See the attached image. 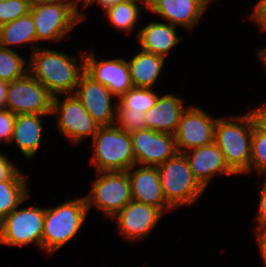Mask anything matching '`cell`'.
Wrapping results in <instances>:
<instances>
[{
	"mask_svg": "<svg viewBox=\"0 0 266 267\" xmlns=\"http://www.w3.org/2000/svg\"><path fill=\"white\" fill-rule=\"evenodd\" d=\"M28 73L39 81L54 97L73 94L81 75L85 72V53L81 66L77 59L65 53L32 45Z\"/></svg>",
	"mask_w": 266,
	"mask_h": 267,
	"instance_id": "6da1fadb",
	"label": "cell"
},
{
	"mask_svg": "<svg viewBox=\"0 0 266 267\" xmlns=\"http://www.w3.org/2000/svg\"><path fill=\"white\" fill-rule=\"evenodd\" d=\"M230 119H217L214 143L223 153L225 162L234 175L250 172L254 118L250 112Z\"/></svg>",
	"mask_w": 266,
	"mask_h": 267,
	"instance_id": "7a4b0ae2",
	"label": "cell"
},
{
	"mask_svg": "<svg viewBox=\"0 0 266 267\" xmlns=\"http://www.w3.org/2000/svg\"><path fill=\"white\" fill-rule=\"evenodd\" d=\"M88 213L86 198L45 208L41 249L53 254L78 233Z\"/></svg>",
	"mask_w": 266,
	"mask_h": 267,
	"instance_id": "3957f363",
	"label": "cell"
},
{
	"mask_svg": "<svg viewBox=\"0 0 266 267\" xmlns=\"http://www.w3.org/2000/svg\"><path fill=\"white\" fill-rule=\"evenodd\" d=\"M97 172L127 171L136 165L132 138L116 125L100 127L92 138Z\"/></svg>",
	"mask_w": 266,
	"mask_h": 267,
	"instance_id": "277c9868",
	"label": "cell"
},
{
	"mask_svg": "<svg viewBox=\"0 0 266 267\" xmlns=\"http://www.w3.org/2000/svg\"><path fill=\"white\" fill-rule=\"evenodd\" d=\"M166 202L173 208L195 203L205 188L193 176L183 153L157 166Z\"/></svg>",
	"mask_w": 266,
	"mask_h": 267,
	"instance_id": "5b68a950",
	"label": "cell"
},
{
	"mask_svg": "<svg viewBox=\"0 0 266 267\" xmlns=\"http://www.w3.org/2000/svg\"><path fill=\"white\" fill-rule=\"evenodd\" d=\"M87 195L88 211L92 205L114 217L126 204L132 201L131 185L127 171L98 172ZM102 174V175H101Z\"/></svg>",
	"mask_w": 266,
	"mask_h": 267,
	"instance_id": "8992f818",
	"label": "cell"
},
{
	"mask_svg": "<svg viewBox=\"0 0 266 267\" xmlns=\"http://www.w3.org/2000/svg\"><path fill=\"white\" fill-rule=\"evenodd\" d=\"M45 208L14 209L0 221V244L22 246L36 243L41 248Z\"/></svg>",
	"mask_w": 266,
	"mask_h": 267,
	"instance_id": "52a82bcc",
	"label": "cell"
},
{
	"mask_svg": "<svg viewBox=\"0 0 266 267\" xmlns=\"http://www.w3.org/2000/svg\"><path fill=\"white\" fill-rule=\"evenodd\" d=\"M37 41L61 40L76 24L84 19L78 4L52 3L30 8Z\"/></svg>",
	"mask_w": 266,
	"mask_h": 267,
	"instance_id": "ba28073f",
	"label": "cell"
},
{
	"mask_svg": "<svg viewBox=\"0 0 266 267\" xmlns=\"http://www.w3.org/2000/svg\"><path fill=\"white\" fill-rule=\"evenodd\" d=\"M54 96L34 77H24L8 82L6 108L19 114H52Z\"/></svg>",
	"mask_w": 266,
	"mask_h": 267,
	"instance_id": "9c48e42d",
	"label": "cell"
},
{
	"mask_svg": "<svg viewBox=\"0 0 266 267\" xmlns=\"http://www.w3.org/2000/svg\"><path fill=\"white\" fill-rule=\"evenodd\" d=\"M53 113H60L57 116V127L72 144H78L87 136L93 138L100 128V125L89 115L74 93L66 94L62 102H59L58 95L55 96L52 106Z\"/></svg>",
	"mask_w": 266,
	"mask_h": 267,
	"instance_id": "30bf717a",
	"label": "cell"
},
{
	"mask_svg": "<svg viewBox=\"0 0 266 267\" xmlns=\"http://www.w3.org/2000/svg\"><path fill=\"white\" fill-rule=\"evenodd\" d=\"M217 119L199 107H186L174 133L178 153L212 144Z\"/></svg>",
	"mask_w": 266,
	"mask_h": 267,
	"instance_id": "8fae6325",
	"label": "cell"
},
{
	"mask_svg": "<svg viewBox=\"0 0 266 267\" xmlns=\"http://www.w3.org/2000/svg\"><path fill=\"white\" fill-rule=\"evenodd\" d=\"M130 135L136 165L157 167L178 153L174 135L147 128Z\"/></svg>",
	"mask_w": 266,
	"mask_h": 267,
	"instance_id": "7c38bea8",
	"label": "cell"
},
{
	"mask_svg": "<svg viewBox=\"0 0 266 267\" xmlns=\"http://www.w3.org/2000/svg\"><path fill=\"white\" fill-rule=\"evenodd\" d=\"M74 95L100 127L115 125L116 114L114 105L111 103V97L114 95L106 86L84 72L79 79Z\"/></svg>",
	"mask_w": 266,
	"mask_h": 267,
	"instance_id": "4fadbf2b",
	"label": "cell"
},
{
	"mask_svg": "<svg viewBox=\"0 0 266 267\" xmlns=\"http://www.w3.org/2000/svg\"><path fill=\"white\" fill-rule=\"evenodd\" d=\"M85 72L118 98L133 87L128 62L122 58L98 62L90 51L85 54Z\"/></svg>",
	"mask_w": 266,
	"mask_h": 267,
	"instance_id": "5bb4252c",
	"label": "cell"
},
{
	"mask_svg": "<svg viewBox=\"0 0 266 267\" xmlns=\"http://www.w3.org/2000/svg\"><path fill=\"white\" fill-rule=\"evenodd\" d=\"M163 211L157 207L132 200L113 218L117 220L122 235L131 241L145 238L161 218Z\"/></svg>",
	"mask_w": 266,
	"mask_h": 267,
	"instance_id": "9a60e30c",
	"label": "cell"
},
{
	"mask_svg": "<svg viewBox=\"0 0 266 267\" xmlns=\"http://www.w3.org/2000/svg\"><path fill=\"white\" fill-rule=\"evenodd\" d=\"M128 172L132 199L161 209H173L165 200L157 167L141 166ZM131 170V171H130ZM133 170V171H132Z\"/></svg>",
	"mask_w": 266,
	"mask_h": 267,
	"instance_id": "2e32d148",
	"label": "cell"
},
{
	"mask_svg": "<svg viewBox=\"0 0 266 267\" xmlns=\"http://www.w3.org/2000/svg\"><path fill=\"white\" fill-rule=\"evenodd\" d=\"M208 0H154L147 8L174 26L192 29L209 5Z\"/></svg>",
	"mask_w": 266,
	"mask_h": 267,
	"instance_id": "e0dca14e",
	"label": "cell"
},
{
	"mask_svg": "<svg viewBox=\"0 0 266 267\" xmlns=\"http://www.w3.org/2000/svg\"><path fill=\"white\" fill-rule=\"evenodd\" d=\"M191 150L192 153L189 150L183 154L188 161L193 176L205 189L216 173L234 174L227 166L223 153L214 142Z\"/></svg>",
	"mask_w": 266,
	"mask_h": 267,
	"instance_id": "ac0fdd59",
	"label": "cell"
},
{
	"mask_svg": "<svg viewBox=\"0 0 266 267\" xmlns=\"http://www.w3.org/2000/svg\"><path fill=\"white\" fill-rule=\"evenodd\" d=\"M185 109L179 97L172 94L158 96L155 105L145 113L146 128L174 135Z\"/></svg>",
	"mask_w": 266,
	"mask_h": 267,
	"instance_id": "d6986e66",
	"label": "cell"
},
{
	"mask_svg": "<svg viewBox=\"0 0 266 267\" xmlns=\"http://www.w3.org/2000/svg\"><path fill=\"white\" fill-rule=\"evenodd\" d=\"M176 26L170 23L151 22L137 33V41L142 50L163 58L177 45L181 38L176 33Z\"/></svg>",
	"mask_w": 266,
	"mask_h": 267,
	"instance_id": "ffe728a7",
	"label": "cell"
},
{
	"mask_svg": "<svg viewBox=\"0 0 266 267\" xmlns=\"http://www.w3.org/2000/svg\"><path fill=\"white\" fill-rule=\"evenodd\" d=\"M45 114H19L16 115L12 141L28 159H31L37 152L41 141L42 123L40 119Z\"/></svg>",
	"mask_w": 266,
	"mask_h": 267,
	"instance_id": "44dd1931",
	"label": "cell"
},
{
	"mask_svg": "<svg viewBox=\"0 0 266 267\" xmlns=\"http://www.w3.org/2000/svg\"><path fill=\"white\" fill-rule=\"evenodd\" d=\"M165 58L141 51L128 62L133 87L152 88L158 79Z\"/></svg>",
	"mask_w": 266,
	"mask_h": 267,
	"instance_id": "7402d4cb",
	"label": "cell"
},
{
	"mask_svg": "<svg viewBox=\"0 0 266 267\" xmlns=\"http://www.w3.org/2000/svg\"><path fill=\"white\" fill-rule=\"evenodd\" d=\"M26 179L18 170L9 180L0 181V221L29 198Z\"/></svg>",
	"mask_w": 266,
	"mask_h": 267,
	"instance_id": "603a6c76",
	"label": "cell"
},
{
	"mask_svg": "<svg viewBox=\"0 0 266 267\" xmlns=\"http://www.w3.org/2000/svg\"><path fill=\"white\" fill-rule=\"evenodd\" d=\"M37 42L35 24L32 15L25 16L0 26V47Z\"/></svg>",
	"mask_w": 266,
	"mask_h": 267,
	"instance_id": "cb8c5ba5",
	"label": "cell"
},
{
	"mask_svg": "<svg viewBox=\"0 0 266 267\" xmlns=\"http://www.w3.org/2000/svg\"><path fill=\"white\" fill-rule=\"evenodd\" d=\"M140 1L124 0L105 11L110 23L117 29L133 31L140 16V9L147 10L146 6H138Z\"/></svg>",
	"mask_w": 266,
	"mask_h": 267,
	"instance_id": "d4e9b609",
	"label": "cell"
},
{
	"mask_svg": "<svg viewBox=\"0 0 266 267\" xmlns=\"http://www.w3.org/2000/svg\"><path fill=\"white\" fill-rule=\"evenodd\" d=\"M157 98L158 95L152 91V88L132 87L119 98L115 108L146 113L155 105Z\"/></svg>",
	"mask_w": 266,
	"mask_h": 267,
	"instance_id": "484cf974",
	"label": "cell"
},
{
	"mask_svg": "<svg viewBox=\"0 0 266 267\" xmlns=\"http://www.w3.org/2000/svg\"><path fill=\"white\" fill-rule=\"evenodd\" d=\"M26 60L13 49L0 47V80L12 82L24 77L28 67L24 70Z\"/></svg>",
	"mask_w": 266,
	"mask_h": 267,
	"instance_id": "4316f807",
	"label": "cell"
},
{
	"mask_svg": "<svg viewBox=\"0 0 266 267\" xmlns=\"http://www.w3.org/2000/svg\"><path fill=\"white\" fill-rule=\"evenodd\" d=\"M252 169L257 170L259 174L266 173V132L256 124L253 128L251 145L250 171Z\"/></svg>",
	"mask_w": 266,
	"mask_h": 267,
	"instance_id": "83f0119b",
	"label": "cell"
},
{
	"mask_svg": "<svg viewBox=\"0 0 266 267\" xmlns=\"http://www.w3.org/2000/svg\"><path fill=\"white\" fill-rule=\"evenodd\" d=\"M115 125L126 133H133L137 130L146 129L144 112L133 111L132 109H115ZM118 123V124H117Z\"/></svg>",
	"mask_w": 266,
	"mask_h": 267,
	"instance_id": "f1b7e54d",
	"label": "cell"
},
{
	"mask_svg": "<svg viewBox=\"0 0 266 267\" xmlns=\"http://www.w3.org/2000/svg\"><path fill=\"white\" fill-rule=\"evenodd\" d=\"M29 12L28 0H3L0 2V26L25 16Z\"/></svg>",
	"mask_w": 266,
	"mask_h": 267,
	"instance_id": "f546056e",
	"label": "cell"
},
{
	"mask_svg": "<svg viewBox=\"0 0 266 267\" xmlns=\"http://www.w3.org/2000/svg\"><path fill=\"white\" fill-rule=\"evenodd\" d=\"M16 114L7 110L0 109V144L2 140L7 143L11 142Z\"/></svg>",
	"mask_w": 266,
	"mask_h": 267,
	"instance_id": "4dcf8cb0",
	"label": "cell"
},
{
	"mask_svg": "<svg viewBox=\"0 0 266 267\" xmlns=\"http://www.w3.org/2000/svg\"><path fill=\"white\" fill-rule=\"evenodd\" d=\"M19 169L0 153V181L9 180Z\"/></svg>",
	"mask_w": 266,
	"mask_h": 267,
	"instance_id": "1f68e13d",
	"label": "cell"
},
{
	"mask_svg": "<svg viewBox=\"0 0 266 267\" xmlns=\"http://www.w3.org/2000/svg\"><path fill=\"white\" fill-rule=\"evenodd\" d=\"M253 8L251 18L260 25L261 29L266 30V0H259Z\"/></svg>",
	"mask_w": 266,
	"mask_h": 267,
	"instance_id": "d6a6232c",
	"label": "cell"
},
{
	"mask_svg": "<svg viewBox=\"0 0 266 267\" xmlns=\"http://www.w3.org/2000/svg\"><path fill=\"white\" fill-rule=\"evenodd\" d=\"M255 124L264 132H266V104L251 112Z\"/></svg>",
	"mask_w": 266,
	"mask_h": 267,
	"instance_id": "836d02e7",
	"label": "cell"
},
{
	"mask_svg": "<svg viewBox=\"0 0 266 267\" xmlns=\"http://www.w3.org/2000/svg\"><path fill=\"white\" fill-rule=\"evenodd\" d=\"M256 219L258 220V224H266V180L261 191L259 210Z\"/></svg>",
	"mask_w": 266,
	"mask_h": 267,
	"instance_id": "e575fe53",
	"label": "cell"
},
{
	"mask_svg": "<svg viewBox=\"0 0 266 267\" xmlns=\"http://www.w3.org/2000/svg\"><path fill=\"white\" fill-rule=\"evenodd\" d=\"M124 0H82L83 2V8L90 6L92 3L96 2L97 4H100V6L103 8V10H107L111 8L112 6L122 2Z\"/></svg>",
	"mask_w": 266,
	"mask_h": 267,
	"instance_id": "d590c367",
	"label": "cell"
},
{
	"mask_svg": "<svg viewBox=\"0 0 266 267\" xmlns=\"http://www.w3.org/2000/svg\"><path fill=\"white\" fill-rule=\"evenodd\" d=\"M30 8L35 6H42L52 3H66V4H78L82 0H28Z\"/></svg>",
	"mask_w": 266,
	"mask_h": 267,
	"instance_id": "8d00e7d4",
	"label": "cell"
},
{
	"mask_svg": "<svg viewBox=\"0 0 266 267\" xmlns=\"http://www.w3.org/2000/svg\"><path fill=\"white\" fill-rule=\"evenodd\" d=\"M8 82L0 80V109L6 108Z\"/></svg>",
	"mask_w": 266,
	"mask_h": 267,
	"instance_id": "74e56055",
	"label": "cell"
},
{
	"mask_svg": "<svg viewBox=\"0 0 266 267\" xmlns=\"http://www.w3.org/2000/svg\"><path fill=\"white\" fill-rule=\"evenodd\" d=\"M258 229L257 241L259 247H266V224H259Z\"/></svg>",
	"mask_w": 266,
	"mask_h": 267,
	"instance_id": "f35d334b",
	"label": "cell"
},
{
	"mask_svg": "<svg viewBox=\"0 0 266 267\" xmlns=\"http://www.w3.org/2000/svg\"><path fill=\"white\" fill-rule=\"evenodd\" d=\"M258 55L262 58L266 67V48L258 50Z\"/></svg>",
	"mask_w": 266,
	"mask_h": 267,
	"instance_id": "ab89813d",
	"label": "cell"
},
{
	"mask_svg": "<svg viewBox=\"0 0 266 267\" xmlns=\"http://www.w3.org/2000/svg\"><path fill=\"white\" fill-rule=\"evenodd\" d=\"M262 255V259L264 261L265 267H266V247H259Z\"/></svg>",
	"mask_w": 266,
	"mask_h": 267,
	"instance_id": "60d3db41",
	"label": "cell"
},
{
	"mask_svg": "<svg viewBox=\"0 0 266 267\" xmlns=\"http://www.w3.org/2000/svg\"><path fill=\"white\" fill-rule=\"evenodd\" d=\"M140 1L141 4H143L144 6H146L148 8V6L154 1V0H137Z\"/></svg>",
	"mask_w": 266,
	"mask_h": 267,
	"instance_id": "b9f144b4",
	"label": "cell"
}]
</instances>
